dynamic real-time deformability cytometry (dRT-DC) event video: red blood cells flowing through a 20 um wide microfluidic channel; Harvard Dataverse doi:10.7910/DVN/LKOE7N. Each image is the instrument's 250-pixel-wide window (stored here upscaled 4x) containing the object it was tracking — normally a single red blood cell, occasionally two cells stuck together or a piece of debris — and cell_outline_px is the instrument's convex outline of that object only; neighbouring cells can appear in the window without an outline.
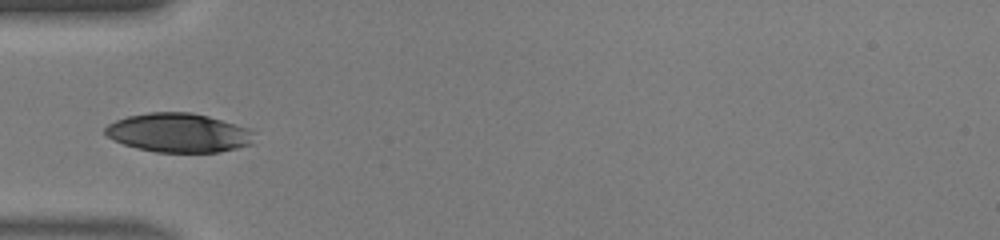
{"species": "human", "species_latin": "Homo sapiens", "temperature_condition": "warm", "stored_images_in_passage": 20, "camera_frame_rate_fps": 3000, "um_per_image_px": 0.085, "donor": {"sex": "male"}, "frame": {"image": 1, "passage_image": 1, "time_ms": 0.0, "image_size_px": [1000, 240], "cell_outline_px": [[252, 144], [220, 152], [156, 152], [136, 148], [112, 140], [104, 132], [104, 128], [108, 124], [116, 120], [128, 116], [148, 112], [192, 112], [208, 116], [236, 124], [248, 128], [252, 132]], "centroid_in_image_um": [15.15, 11.28], "position_along_channel_um": 69.9, "area_um2": 33.87}}